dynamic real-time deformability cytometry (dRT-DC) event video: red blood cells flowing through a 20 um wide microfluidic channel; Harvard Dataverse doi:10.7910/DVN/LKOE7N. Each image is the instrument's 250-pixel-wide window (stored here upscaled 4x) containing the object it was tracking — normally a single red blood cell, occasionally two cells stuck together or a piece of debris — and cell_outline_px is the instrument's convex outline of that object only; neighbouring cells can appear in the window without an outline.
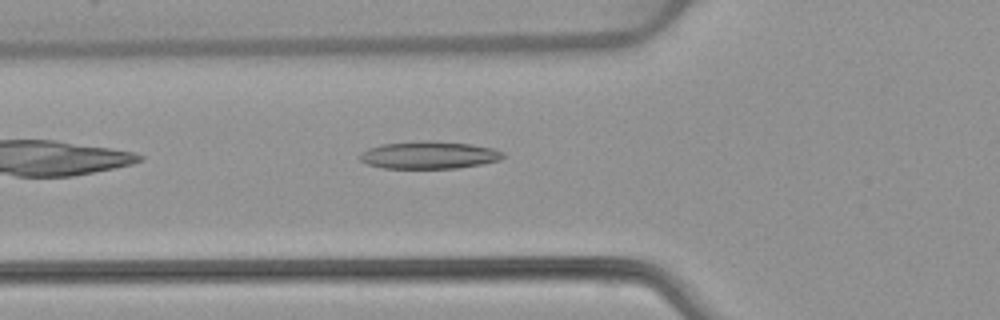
{"species": "common noctule bat (a hibernating species)", "species_latin": "Nyctalus noctula", "temperature_condition": "warm", "stored_images_in_passage": 37, "camera_frame_rate_fps": 3000, "um_per_image_px": 0.085, "animal": {"sex": "female", "body_mass_g": 22.7, "forearm_length_mm": 54.2}, "frame": {"image": 1, "passage_image": 4, "time_ms": 1.0, "image_size_px": [1000, 320], "cell_outline_px": [[504, 156], [500, 160], [480, 164], [456, 168], [384, 168], [368, 164], [360, 160], [360, 152], [368, 148], [384, 144], [428, 140], [432, 140], [472, 144], [492, 148], [504, 152]], "centroid_in_image_um": [36.48, 13.17], "position_along_channel_um": 89.3, "area_um2": 22.83}}
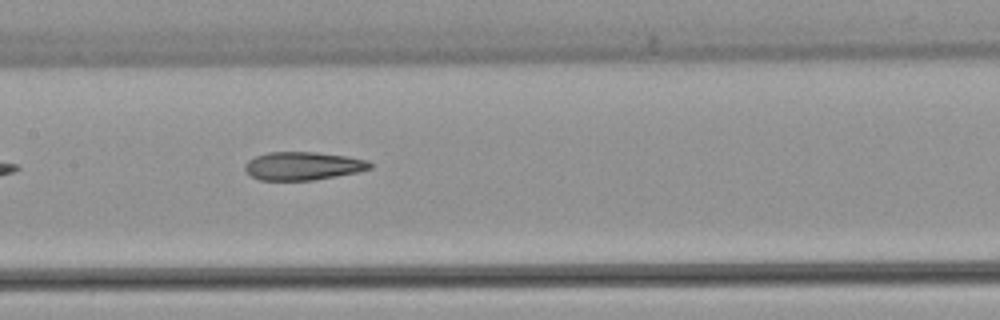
{"frame": {"image": 2, "passage_image": 11, "time_ms": 3.333, "image_size_px": [1000, 320], "cell_outline_px": [[372, 168], [356, 172], [336, 176], [312, 180], [260, 180], [252, 176], [244, 168], [244, 164], [248, 160], [256, 156], [268, 152], [316, 152], [348, 156], [368, 160], [372, 164]], "centroid_in_image_um": [25.76, 14.09], "position_along_channel_um": 181.6, "area_um2": 20.52}}
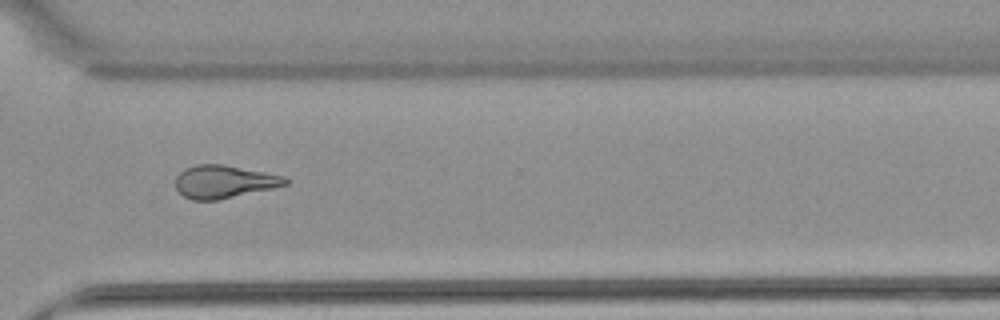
{"frame": {"image": 3, "passage_image": 24, "time_ms": 7.667, "image_size_px": [1000, 320], "cell_outline_px": [[288, 184], [272, 188], [216, 200], [192, 200], [184, 196], [176, 188], [176, 176], [184, 168], [196, 164], [224, 164], [284, 176], [288, 180]], "centroid_in_image_um": [19.01, 15.43], "position_along_channel_um": 351.6, "area_um2": 20.87}, "authors_computed_cell_mechanics": {"area_um2": 21.2126, "velocity_mm_per_s": 3.9323, "shape_relaxation_time_tau1_ms": null, "shape_relaxation_time_tau2_ms": 3.3412, "deformation_change_tau1": null, "deformation_change_tau2": 0.1375}}